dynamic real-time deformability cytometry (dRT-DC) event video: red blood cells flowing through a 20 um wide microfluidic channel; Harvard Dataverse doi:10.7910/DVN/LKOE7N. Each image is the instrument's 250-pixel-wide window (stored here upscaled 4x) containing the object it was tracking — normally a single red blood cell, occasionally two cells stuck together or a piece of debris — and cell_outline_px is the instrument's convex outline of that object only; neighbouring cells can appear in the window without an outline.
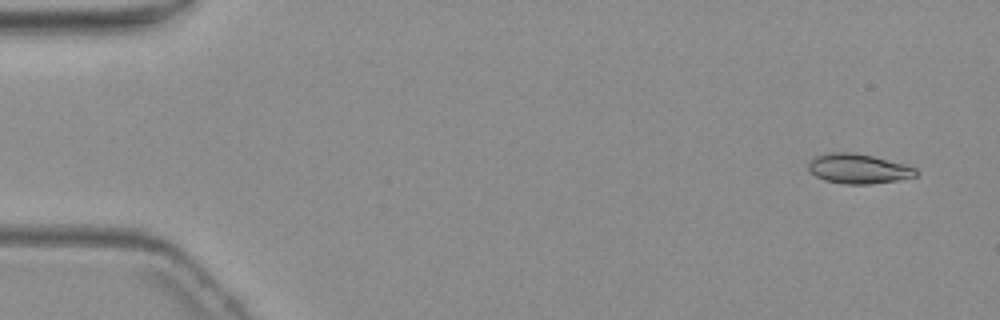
{"species": "common noctule bat (a hibernating species)", "species_latin": "Nyctalus noctula", "temperature_condition": "warm", "stored_images_in_passage": 5, "camera_frame_rate_fps": 3000, "um_per_image_px": 0.085, "animal": {"sex": "female", "body_mass_g": 19.3, "forearm_length_mm": 54.1}, "frame": {"image": 1, "passage_image": 1, "time_ms": 0.0, "image_size_px": [1000, 320], "cell_outline_px": [[920, 172], [916, 176], [900, 180], [872, 184], [844, 184], [824, 180], [816, 176], [808, 168], [808, 160], [816, 156], [828, 152], [852, 152], [872, 156], [904, 164], [916, 168]], "centroid_in_image_um": [72.97, 14.34], "position_along_channel_um": 12.0, "area_um2": 18.79}}